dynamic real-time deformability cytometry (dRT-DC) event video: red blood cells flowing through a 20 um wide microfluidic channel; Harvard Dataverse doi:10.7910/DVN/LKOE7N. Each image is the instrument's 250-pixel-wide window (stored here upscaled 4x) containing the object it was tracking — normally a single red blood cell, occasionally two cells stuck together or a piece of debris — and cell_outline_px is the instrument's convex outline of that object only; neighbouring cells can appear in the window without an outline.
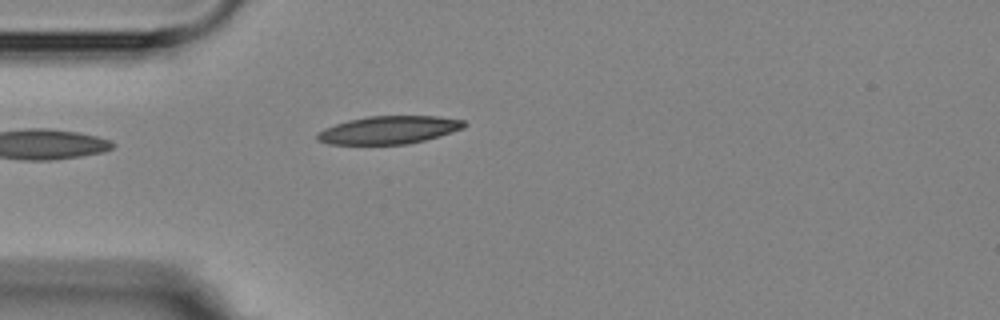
{"species": "Egyptian fruit bat (a non-hibernating species)", "species_latin": "Rousettus aegyptiacus", "temperature_condition": "room temperature", "stored_images_in_passage": 1, "camera_frame_rate_fps": 3000, "um_per_image_px": 0.085, "animal": {"sex": "female"}, "frame": {"image": 1, "passage_image": 1, "time_ms": 0.0, "image_size_px": [1000, 320], "cell_outline_px": [[468, 124], [464, 128], [440, 136], [408, 144], [328, 144], [316, 140], [316, 132], [324, 128], [348, 120], [368, 116], [440, 116], [464, 120]], "centroid_in_image_um": [33.06, 11.04], "position_along_channel_um": 51.9, "area_um2": 24.04}}